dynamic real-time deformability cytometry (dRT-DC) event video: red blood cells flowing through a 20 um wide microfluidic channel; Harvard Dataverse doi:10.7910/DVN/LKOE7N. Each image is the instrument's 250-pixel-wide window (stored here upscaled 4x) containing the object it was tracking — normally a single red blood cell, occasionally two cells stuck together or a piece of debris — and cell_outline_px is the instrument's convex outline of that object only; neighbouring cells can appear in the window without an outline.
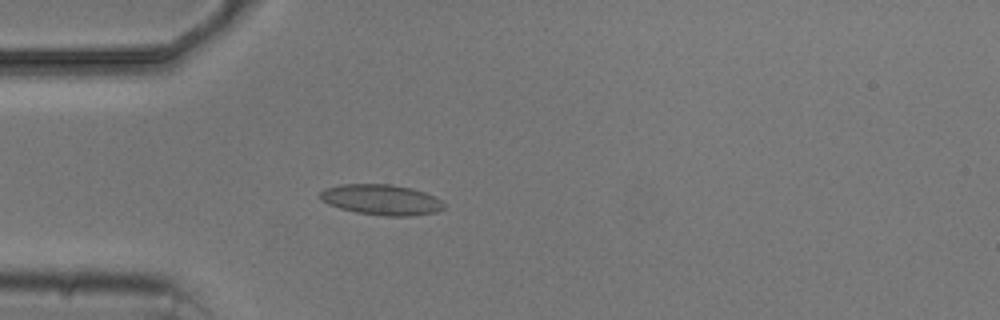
{"species": "common noctule bat (a hibernating species)", "species_latin": "Nyctalus noctula", "temperature_condition": "cold", "stored_images_in_passage": 3, "camera_frame_rate_fps": 3000, "um_per_image_px": 0.085, "animal": {"sex": "male", "body_mass_g": 20.5, "forearm_length_mm": 52.5}, "frame": {"image": 1, "passage_image": 3, "time_ms": 4.333, "image_size_px": [1000, 320], "cell_outline_px": [[444, 208], [436, 212], [412, 216], [384, 216], [356, 212], [340, 208], [328, 204], [320, 200], [320, 192], [324, 188], [340, 184], [388, 184], [412, 188], [436, 196], [444, 204]], "centroid_in_image_um": [32.41, 16.97], "position_along_channel_um": 52.6, "area_um2": 22.14}}